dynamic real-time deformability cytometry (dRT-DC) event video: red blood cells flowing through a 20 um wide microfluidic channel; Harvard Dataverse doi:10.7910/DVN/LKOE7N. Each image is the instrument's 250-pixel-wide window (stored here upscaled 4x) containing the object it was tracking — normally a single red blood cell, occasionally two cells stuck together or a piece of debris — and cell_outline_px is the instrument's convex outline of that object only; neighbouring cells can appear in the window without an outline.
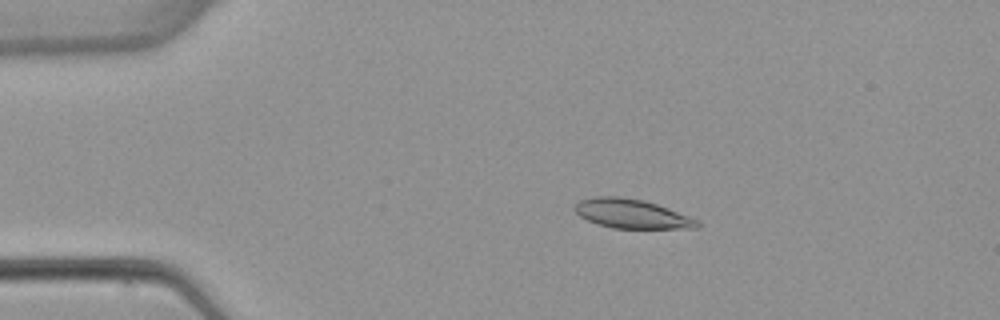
{"species": "common noctule bat (a hibernating species)", "species_latin": "Nyctalus noctula", "temperature_condition": "warm", "stored_images_in_passage": 3, "camera_frame_rate_fps": 3000, "um_per_image_px": 0.085, "animal": {"sex": "female", "body_mass_g": 22.7, "forearm_length_mm": 54.2}, "frame": {"image": 1, "passage_image": 2, "time_ms": 1.0, "image_size_px": [1000, 320], "cell_outline_px": [[700, 224], [696, 228], [612, 228], [588, 220], [580, 216], [572, 208], [580, 200], [596, 196], [620, 196], [644, 200], [668, 208], [700, 220]], "centroid_in_image_um": [53.7, 18.16], "position_along_channel_um": 31.3, "area_um2": 20.75}}